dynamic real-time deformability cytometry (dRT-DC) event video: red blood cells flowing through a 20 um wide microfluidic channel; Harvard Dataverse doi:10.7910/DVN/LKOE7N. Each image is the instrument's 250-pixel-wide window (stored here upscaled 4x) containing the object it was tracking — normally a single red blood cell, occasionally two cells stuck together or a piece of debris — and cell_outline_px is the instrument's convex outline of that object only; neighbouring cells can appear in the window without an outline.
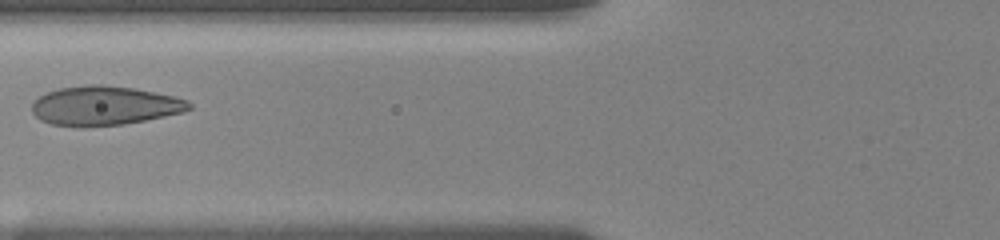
{"species": "human", "species_latin": "Homo sapiens", "temperature_condition": "room temperature", "stored_images_in_passage": 13, "camera_frame_rate_fps": 3000, "um_per_image_px": 0.085, "donor": {"sex": "female"}, "frame": {"image": 1, "passage_image": 3, "time_ms": 1.667, "image_size_px": [1000, 240], "cell_outline_px": [[192, 108], [184, 112], [124, 124], [84, 128], [80, 128], [52, 124], [40, 120], [32, 112], [32, 104], [40, 96], [48, 92], [60, 88], [84, 84], [104, 84], [136, 88], [172, 96], [188, 100], [192, 104]], "centroid_in_image_um": [8.88, 8.99], "position_along_channel_um": 116.9, "area_um2": 36.24}}
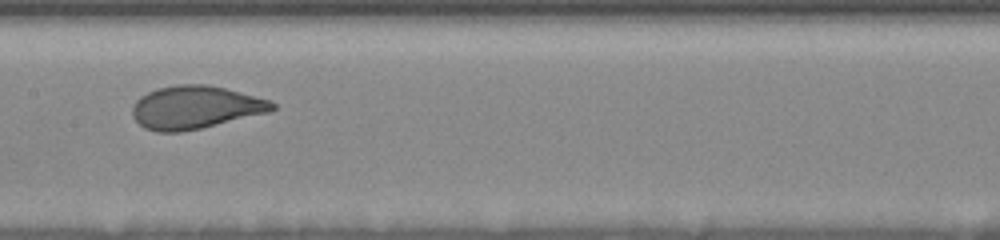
{"frame": {"image": 2, "passage_image": 9, "time_ms": 3.667, "image_size_px": [1000, 240], "cell_outline_px": [[276, 108], [268, 112], [200, 128], [180, 132], [156, 132], [144, 128], [132, 116], [132, 108], [136, 100], [140, 96], [156, 88], [180, 84], [208, 84], [272, 100], [276, 104]], "centroid_in_image_um": [16.58, 9.12], "position_along_channel_um": 190.8, "area_um2": 34.97}}
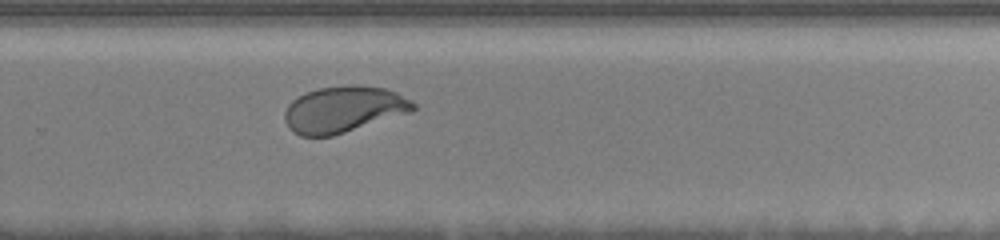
{"frame": {"image": 3, "passage_image": 13, "time_ms": 6.667, "image_size_px": [1000, 240], "cell_outline_px": [[416, 108], [412, 112], [332, 136], [300, 136], [292, 132], [288, 128], [284, 120], [284, 112], [288, 104], [292, 100], [308, 92], [320, 88], [348, 84], [352, 84], [384, 88], [396, 92], [412, 100], [416, 104]], "centroid_in_image_um": [29.21, 9.3], "position_along_channel_um": 300.6, "area_um2": 34.85}}